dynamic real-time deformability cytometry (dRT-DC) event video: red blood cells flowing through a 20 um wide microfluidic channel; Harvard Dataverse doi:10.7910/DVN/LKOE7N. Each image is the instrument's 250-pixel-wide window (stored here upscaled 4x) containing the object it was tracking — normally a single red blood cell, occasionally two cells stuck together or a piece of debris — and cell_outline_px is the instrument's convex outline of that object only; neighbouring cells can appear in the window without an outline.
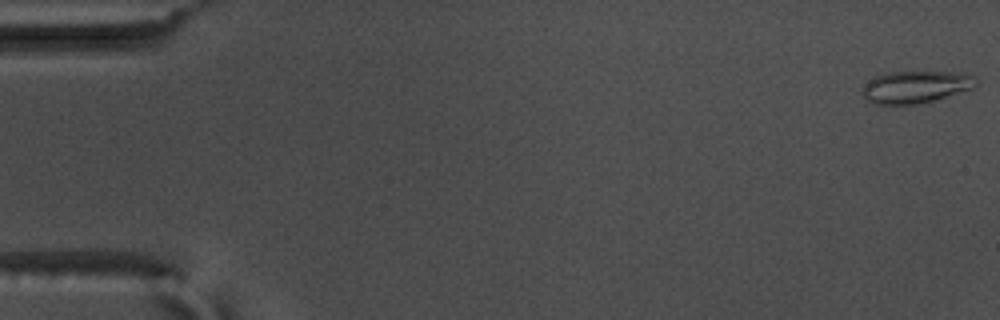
{"species": "common noctule bat (a hibernating species)", "species_latin": "Nyctalus noctula", "temperature_condition": "warm", "stored_images_in_passage": 56, "camera_frame_rate_fps": 3000, "um_per_image_px": 0.085, "animal": {"sex": "male", "body_mass_g": 17.5, "forearm_length_mm": 52.3}, "frame": {"image": 1, "passage_image": 1, "time_ms": 0.0, "image_size_px": [1000, 320], "cell_outline_px": [[976, 88], [932, 100], [916, 104], [872, 104], [864, 96], [864, 84], [868, 80], [876, 76], [888, 72], [964, 72], [976, 76]], "centroid_in_image_um": [77.88, 7.37], "position_along_channel_um": 7.1, "area_um2": 21.27}}
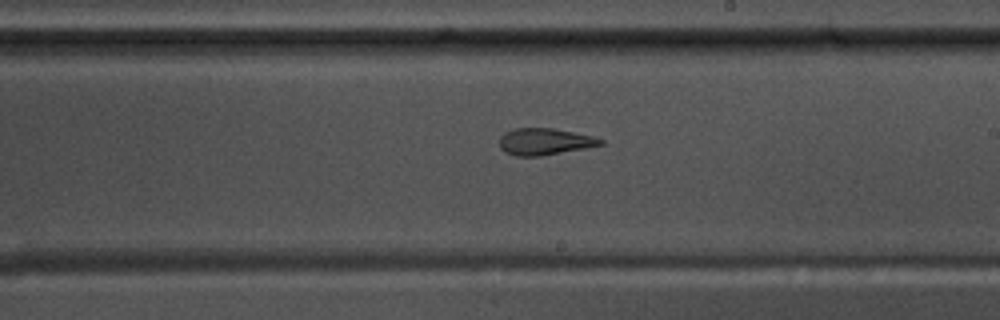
{"frame": {"image": 2, "passage_image": 33, "time_ms": 10.667, "image_size_px": [1000, 320], "cell_outline_px": [[604, 144], [584, 148], [540, 156], [516, 156], [504, 152], [500, 148], [500, 136], [504, 132], [516, 128], [552, 128], [592, 136], [604, 140]], "centroid_in_image_um": [46.26, 12.03], "position_along_channel_um": 242.7, "area_um2": 15.61}}
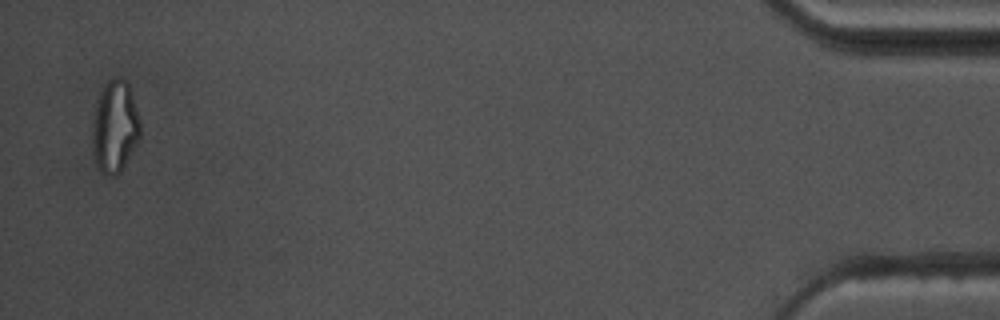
{"frame": {"image": 3, "passage_image": 55, "time_ms": 18.0, "image_size_px": [1000, 320], "cell_outline_px": [[140, 136], [136, 144], [120, 172], [116, 176], [104, 176], [100, 172], [96, 164], [92, 152], [92, 112], [96, 100], [104, 84], [112, 76], [120, 76], [128, 84], [140, 120]], "centroid_in_image_um": [9.71, 10.76], "position_along_channel_um": 425.5, "area_um2": 26.18}, "authors_computed_cell_mechanics": {"area_um2": 18.3226, "velocity_mm_per_s": 3.6699, "shape_relaxation_time_tau1_ms": null, "shape_relaxation_time_tau2_ms": 2.3629, "deformation_change_tau1": null, "deformation_change_tau2": 0.1106}}